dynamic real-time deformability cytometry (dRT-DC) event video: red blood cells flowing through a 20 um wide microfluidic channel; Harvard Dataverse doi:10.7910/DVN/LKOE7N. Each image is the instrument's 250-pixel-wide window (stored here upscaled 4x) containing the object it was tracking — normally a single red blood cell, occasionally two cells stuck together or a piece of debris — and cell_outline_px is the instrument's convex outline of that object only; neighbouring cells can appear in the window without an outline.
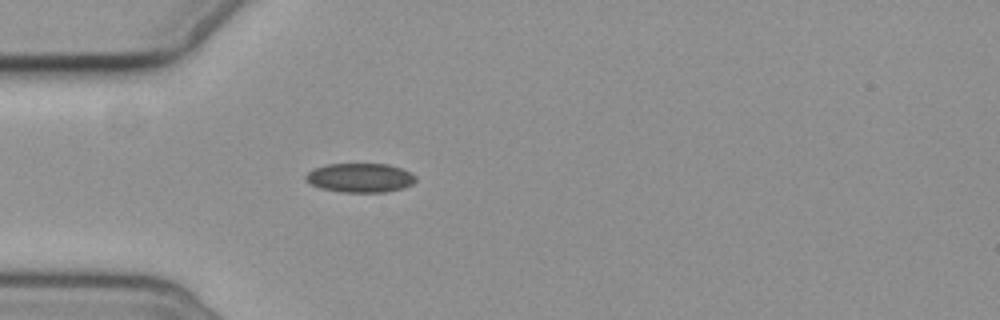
{"species": "common noctule bat (a hibernating species)", "species_latin": "Nyctalus noctula", "temperature_condition": "cold", "stored_images_in_passage": 4, "camera_frame_rate_fps": 3000, "um_per_image_px": 0.085, "animal": {"sex": "female", "body_mass_g": 19.3, "forearm_length_mm": 54.1}, "frame": {"image": 1, "passage_image": 4, "time_ms": 3.667, "image_size_px": [1000, 320], "cell_outline_px": [[416, 180], [412, 184], [404, 188], [384, 192], [344, 192], [320, 188], [304, 180], [304, 176], [312, 168], [328, 164], [388, 164], [412, 172], [416, 176]], "centroid_in_image_um": [30.61, 15.11], "position_along_channel_um": 54.4, "area_um2": 18.79}}